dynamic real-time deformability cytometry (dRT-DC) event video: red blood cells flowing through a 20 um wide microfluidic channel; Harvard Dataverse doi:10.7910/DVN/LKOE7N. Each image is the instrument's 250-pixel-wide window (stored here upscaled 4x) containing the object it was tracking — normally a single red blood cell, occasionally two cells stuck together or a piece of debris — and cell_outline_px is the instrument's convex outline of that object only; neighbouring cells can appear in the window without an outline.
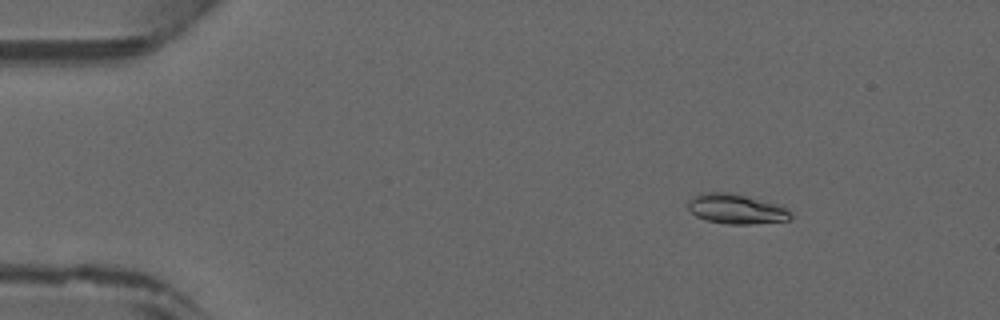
{"species": "common noctule bat (a hibernating species)", "species_latin": "Nyctalus noctula", "temperature_condition": "warm", "stored_images_in_passage": 47, "camera_frame_rate_fps": 3000, "um_per_image_px": 0.085, "animal": {"sex": "male", "forearm_length_mm": 52.5}, "frame": {"image": 1, "passage_image": 7, "time_ms": 2.0, "image_size_px": [1000, 320], "cell_outline_px": [[792, 216], [788, 220], [752, 224], [728, 224], [708, 220], [696, 216], [688, 208], [688, 204], [692, 196], [700, 192], [732, 192], [780, 204], [788, 208], [792, 212]], "centroid_in_image_um": [62.61, 17.74], "position_along_channel_um": 22.4, "area_um2": 18.09}}
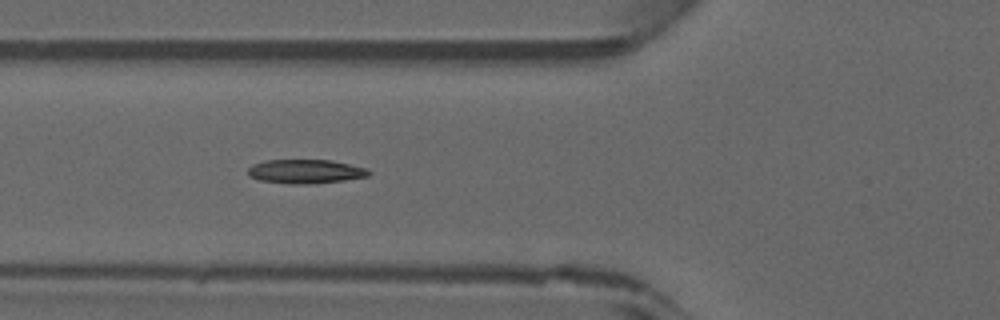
{"frame": {"image": 2, "passage_image": 18, "time_ms": 5.667, "image_size_px": [1000, 320], "cell_outline_px": [[372, 172], [368, 176], [344, 180], [308, 184], [288, 184], [260, 180], [248, 176], [248, 168], [252, 164], [268, 160], [332, 160], [368, 168]], "centroid_in_image_um": [25.98, 14.57], "position_along_channel_um": 99.8, "area_um2": 16.99}}
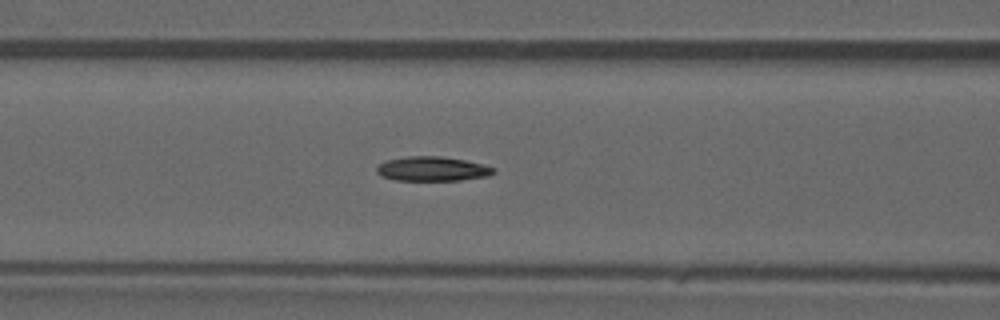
{"frame": {"image": 3, "passage_image": 20, "time_ms": 6.333, "image_size_px": [1000, 320], "cell_outline_px": [[496, 172], [488, 176], [460, 180], [396, 180], [380, 176], [376, 172], [376, 168], [380, 164], [388, 160], [408, 156], [440, 156], [464, 160], [484, 164], [496, 168]], "centroid_in_image_um": [36.77, 14.35], "position_along_channel_um": 129.8, "area_um2": 16.65}}